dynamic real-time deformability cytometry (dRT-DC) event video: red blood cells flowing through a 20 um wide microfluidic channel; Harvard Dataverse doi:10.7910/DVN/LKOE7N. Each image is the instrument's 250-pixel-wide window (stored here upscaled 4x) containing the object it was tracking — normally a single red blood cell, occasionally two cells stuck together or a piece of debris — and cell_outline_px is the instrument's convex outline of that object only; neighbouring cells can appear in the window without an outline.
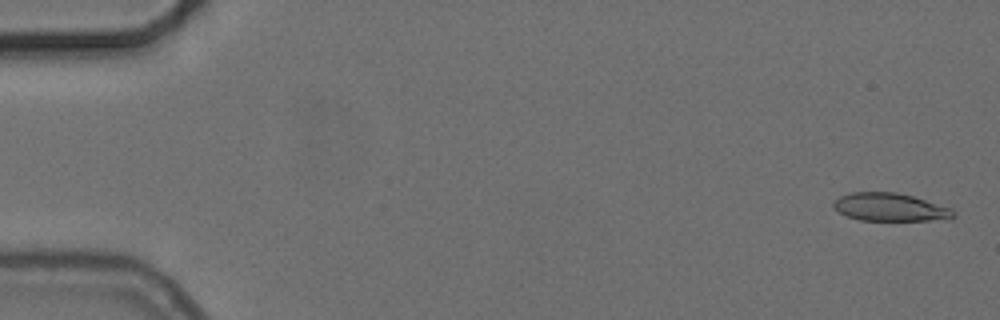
{"species": "common noctule bat (a hibernating species)", "species_latin": "Nyctalus noctula", "temperature_condition": "cold", "stored_images_in_passage": 55, "camera_frame_rate_fps": 3000, "um_per_image_px": 0.085, "animal": {"sex": "female", "body_mass_g": 24.6, "forearm_length_mm": 56.2}, "frame": {"image": 1, "passage_image": 2, "time_ms": 0.333, "image_size_px": [1000, 320], "cell_outline_px": [[956, 216], [928, 220], [860, 220], [848, 216], [840, 212], [832, 204], [840, 196], [852, 192], [896, 192], [912, 196], [952, 208], [956, 212]], "centroid_in_image_um": [75.65, 17.6], "position_along_channel_um": 9.3, "area_um2": 19.19}}
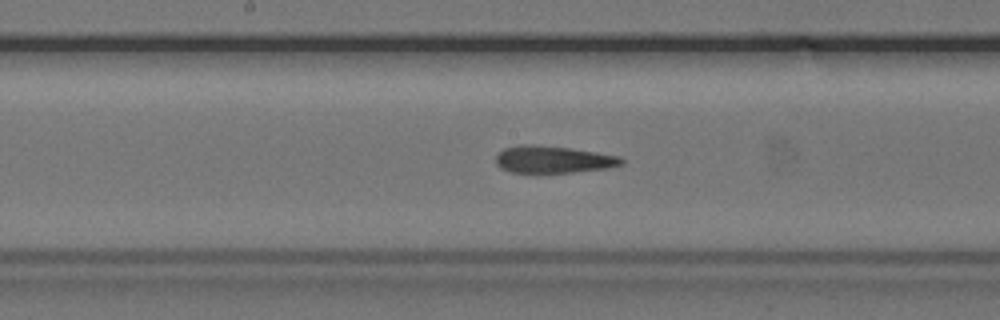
{"frame": {"image": 2, "passage_image": 29, "time_ms": 9.333, "image_size_px": [1000, 320], "cell_outline_px": [[624, 164], [608, 168], [572, 172], [512, 172], [500, 168], [496, 164], [496, 156], [504, 148], [520, 144], [536, 144], [568, 148], [596, 152], [620, 156], [624, 160]], "centroid_in_image_um": [47.02, 13.54], "position_along_channel_um": 201.2, "area_um2": 19.83}}
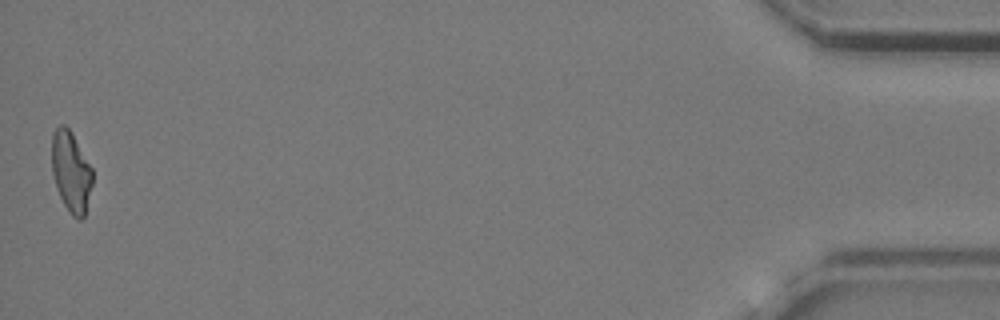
{"frame": {"image": 3, "passage_image": 55, "time_ms": 18.0, "image_size_px": [1000, 320], "cell_outline_px": [[92, 184], [84, 216], [80, 220], [76, 220], [72, 216], [64, 204], [56, 188], [52, 172], [52, 132], [60, 124], [64, 124], [72, 132], [92, 168]], "centroid_in_image_um": [6.03, 14.58], "position_along_channel_um": 429.2, "area_um2": 19.13}, "authors_computed_cell_mechanics": {"area_um2": 20.1144, "velocity_mm_per_s": 3.7302, "shape_relaxation_time_tau1_ms": null, "shape_relaxation_time_tau2_ms": 5.6453, "deformation_change_tau1": null, "deformation_change_tau2": 0.1411}}